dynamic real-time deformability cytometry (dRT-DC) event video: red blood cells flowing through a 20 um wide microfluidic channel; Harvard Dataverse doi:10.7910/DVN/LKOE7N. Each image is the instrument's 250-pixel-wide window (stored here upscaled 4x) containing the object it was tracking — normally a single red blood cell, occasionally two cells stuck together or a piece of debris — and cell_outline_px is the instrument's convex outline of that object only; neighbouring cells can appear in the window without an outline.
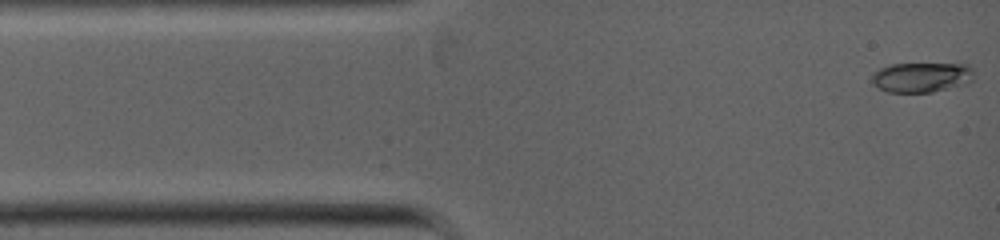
{"species": "common noctule bat (a hibernating species)", "species_latin": "Nyctalus noctula", "temperature_condition": "warm", "stored_images_in_passage": 44, "camera_frame_rate_fps": 5000, "um_per_image_px": 0.085, "animal": {"sex": "female", "body_mass_g": 19.0, "forearm_length_mm": 53.3}, "frame": {"image": 1, "passage_image": 1, "time_ms": 0.0, "image_size_px": [1000, 240], "cell_outline_px": [[972, 80], [968, 84], [932, 92], [888, 92], [872, 84], [872, 76], [880, 68], [892, 64], [968, 64], [972, 68]], "centroid_in_image_um": [78.35, 6.57], "position_along_channel_um": 6.6, "area_um2": 17.74}}
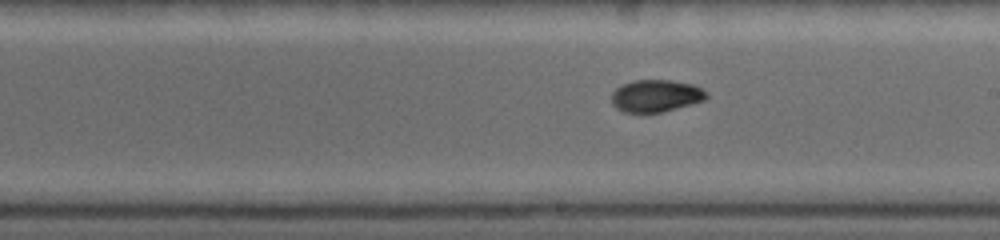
{"frame": {"image": 2, "passage_image": 21, "time_ms": 5.8, "image_size_px": [1000, 240], "cell_outline_px": [[708, 96], [704, 100], [692, 104], [660, 112], [624, 112], [616, 108], [612, 104], [612, 92], [616, 88], [624, 84], [636, 80], [672, 80], [692, 84], [708, 92]], "centroid_in_image_um": [55.76, 8.14], "position_along_channel_um": 233.2, "area_um2": 17.69}}
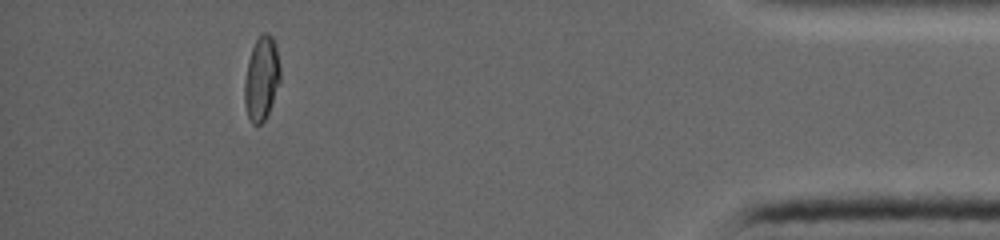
{"frame": {"image": 3, "passage_image": 37, "time_ms": 10.6, "image_size_px": [1000, 240], "cell_outline_px": [[280, 80], [268, 112], [264, 120], [260, 124], [252, 124], [248, 116], [244, 104], [244, 80], [248, 60], [252, 48], [260, 32], [268, 32], [272, 36], [276, 48], [280, 68]], "centroid_in_image_um": [22.21, 6.64], "position_along_channel_um": 413.0, "area_um2": 17.4}}